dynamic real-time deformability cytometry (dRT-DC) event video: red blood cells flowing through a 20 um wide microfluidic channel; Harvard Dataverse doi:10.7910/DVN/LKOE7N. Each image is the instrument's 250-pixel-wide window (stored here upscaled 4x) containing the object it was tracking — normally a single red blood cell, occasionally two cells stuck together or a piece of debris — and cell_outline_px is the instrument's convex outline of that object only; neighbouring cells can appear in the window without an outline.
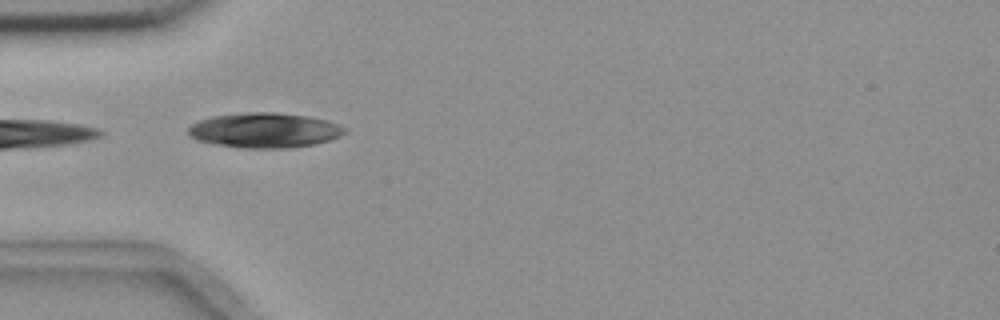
{"species": "common noctule bat (a hibernating species)", "species_latin": "Nyctalus noctula", "temperature_condition": "room temperature", "stored_images_in_passage": 6, "camera_frame_rate_fps": 3000, "um_per_image_px": 0.085, "animal": {"sex": "female", "body_mass_g": 18.4}, "frame": {"image": 1, "passage_image": 2, "time_ms": 1.0, "image_size_px": [1000, 320], "cell_outline_px": [[348, 132], [340, 136], [328, 140], [312, 144], [288, 148], [244, 148], [212, 144], [196, 140], [188, 132], [188, 128], [192, 124], [200, 120], [212, 116], [248, 112], [276, 112], [308, 116], [328, 120], [348, 128]], "centroid_in_image_um": [22.51, 11.07], "position_along_channel_um": 62.5, "area_um2": 31.96}}
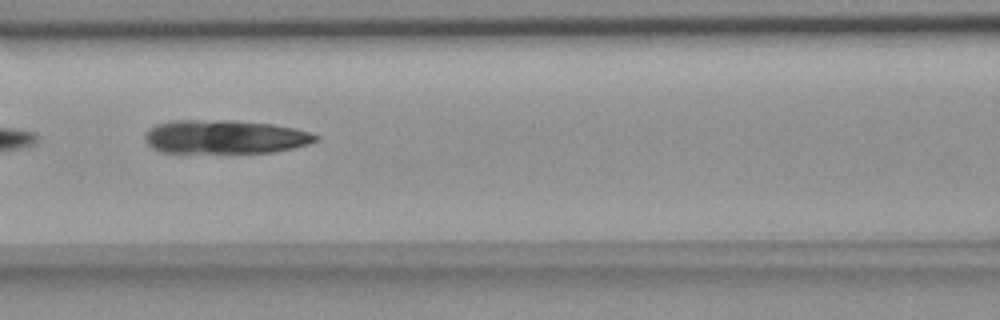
{"frame": {"image": 2, "passage_image": 4, "time_ms": 3.333, "image_size_px": [1000, 320], "cell_outline_px": [[320, 136], [316, 140], [308, 144], [292, 148], [272, 152], [160, 152], [152, 148], [148, 144], [144, 136], [144, 132], [156, 124], [172, 120], [228, 120], [272, 124], [292, 128], [308, 132]], "centroid_in_image_um": [19.06, 11.62], "position_along_channel_um": 147.5, "area_um2": 33.29}}
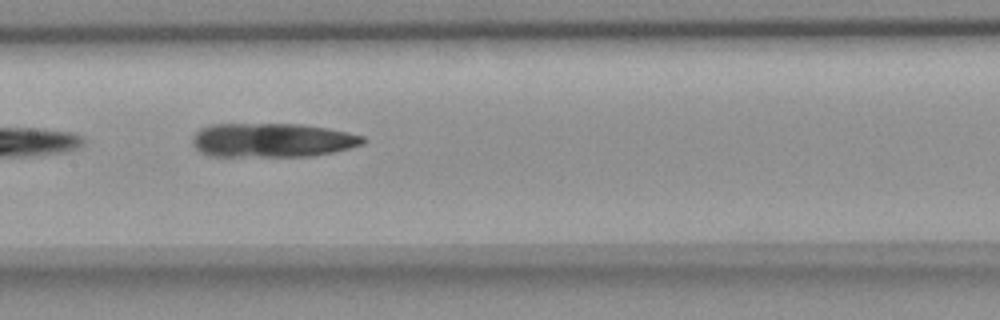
{"frame": {"image": 3, "passage_image": 5, "time_ms": 4.333, "image_size_px": [1000, 320], "cell_outline_px": [[368, 140], [364, 144], [332, 152], [312, 156], [208, 156], [200, 152], [192, 144], [192, 136], [200, 128], [208, 124], [300, 124], [348, 132], [364, 136]], "centroid_in_image_um": [23.11, 11.91], "position_along_channel_um": 184.3, "area_um2": 34.04}}